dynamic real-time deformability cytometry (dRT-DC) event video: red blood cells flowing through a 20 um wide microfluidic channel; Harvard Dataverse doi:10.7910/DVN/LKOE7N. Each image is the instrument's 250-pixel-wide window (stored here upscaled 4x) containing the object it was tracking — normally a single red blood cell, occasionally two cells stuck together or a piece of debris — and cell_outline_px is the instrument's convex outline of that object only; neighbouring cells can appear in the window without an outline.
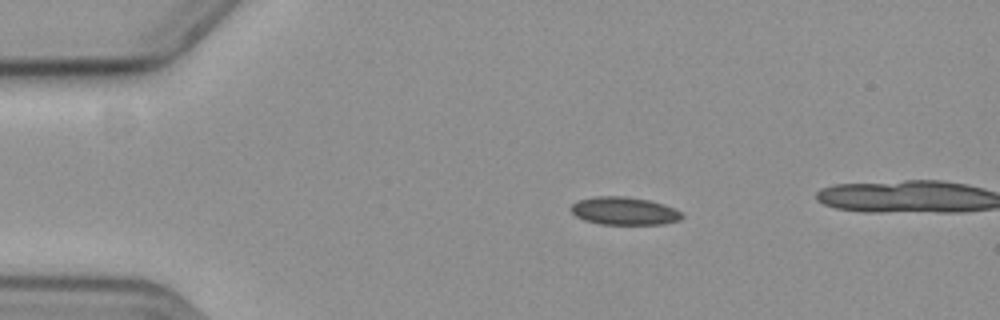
{"species": "common noctule bat (a hibernating species)", "species_latin": "Nyctalus noctula", "temperature_condition": "cold", "stored_images_in_passage": 18, "camera_frame_rate_fps": 3000, "um_per_image_px": 0.085, "animal": {"sex": "female", "body_mass_g": 19.3, "forearm_length_mm": 54.1}, "frame": {"image": 1, "passage_image": 11, "time_ms": 3.333, "image_size_px": [1000, 320], "cell_outline_px": [[684, 216], [680, 220], [664, 224], [600, 224], [584, 220], [576, 216], [568, 208], [572, 204], [580, 200], [596, 196], [624, 196], [648, 200], [664, 204], [680, 212]], "centroid_in_image_um": [53.04, 17.93], "position_along_channel_um": 32.0, "area_um2": 17.98}}